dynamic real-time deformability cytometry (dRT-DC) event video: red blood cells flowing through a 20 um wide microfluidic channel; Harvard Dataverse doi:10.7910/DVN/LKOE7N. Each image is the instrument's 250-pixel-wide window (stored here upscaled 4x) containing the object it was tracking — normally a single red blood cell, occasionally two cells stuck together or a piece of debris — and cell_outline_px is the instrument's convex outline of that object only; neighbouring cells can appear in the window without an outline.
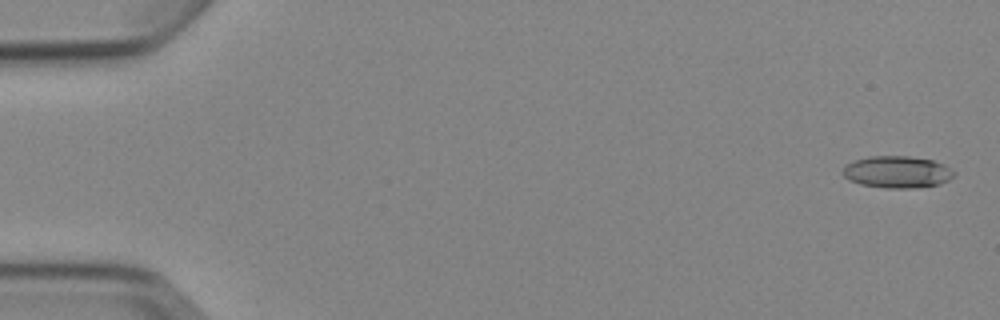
{"species": "Egyptian fruit bat (a non-hibernating species)", "species_latin": "Rousettus aegyptiacus", "temperature_condition": "cold", "stored_images_in_passage": 6, "camera_frame_rate_fps": 3000, "um_per_image_px": 0.085, "animal": {"sex": "female"}, "frame": {"image": 1, "passage_image": 1, "time_ms": 0.0, "image_size_px": [1000, 320], "cell_outline_px": [[956, 172], [948, 180], [940, 184], [916, 188], [884, 188], [860, 184], [848, 180], [840, 172], [844, 164], [868, 156], [908, 156], [932, 160], [944, 164]], "centroid_in_image_um": [76.22, 14.62], "position_along_channel_um": 8.8, "area_um2": 20.92}}
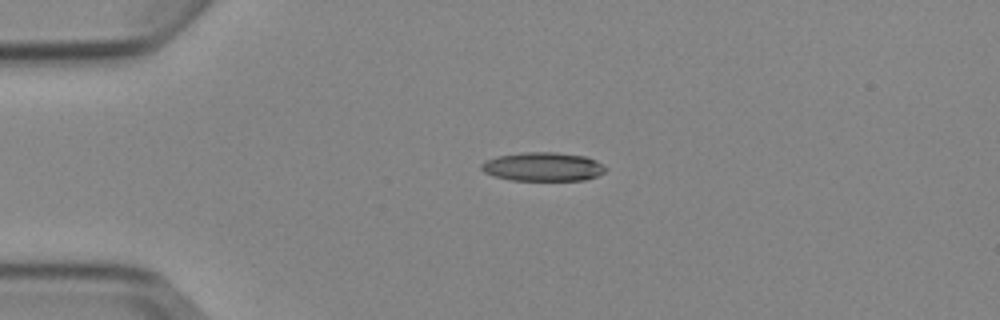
{"frame": {"image": 2, "passage_image": 4, "time_ms": 3.667, "image_size_px": [1000, 320], "cell_outline_px": [[608, 168], [604, 172], [596, 176], [584, 180], [512, 180], [496, 176], [484, 172], [480, 168], [480, 164], [484, 160], [496, 156], [524, 152], [556, 152], [584, 156], [596, 160], [604, 164]], "centroid_in_image_um": [46.15, 14.16], "position_along_channel_um": 38.8, "area_um2": 20.92}}
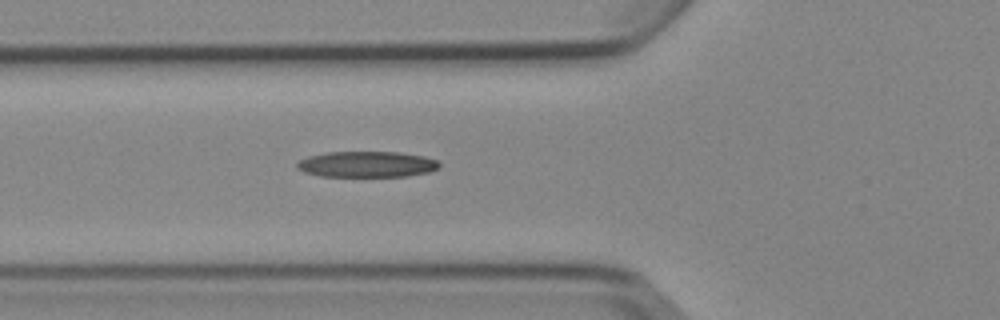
{"frame": {"image": 3, "passage_image": 6, "time_ms": 6.0, "image_size_px": [1000, 320], "cell_outline_px": [[440, 168], [428, 172], [408, 176], [320, 176], [304, 172], [296, 168], [296, 164], [300, 160], [308, 156], [328, 152], [400, 152], [424, 156], [436, 160], [440, 164]], "centroid_in_image_um": [31.18, 13.96], "position_along_channel_um": 94.6, "area_um2": 21.5}}